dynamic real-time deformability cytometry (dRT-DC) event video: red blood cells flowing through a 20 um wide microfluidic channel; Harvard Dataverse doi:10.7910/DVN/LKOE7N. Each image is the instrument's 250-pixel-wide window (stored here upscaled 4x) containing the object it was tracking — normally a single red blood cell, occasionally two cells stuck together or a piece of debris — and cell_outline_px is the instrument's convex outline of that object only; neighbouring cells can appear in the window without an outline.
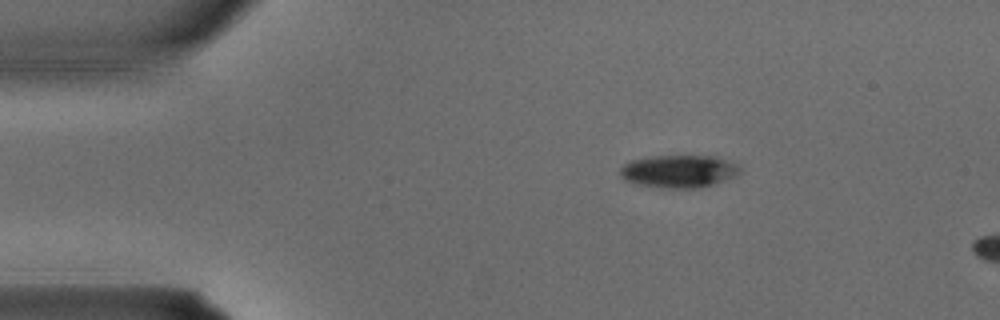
{"species": "common noctule bat (a hibernating species)", "species_latin": "Nyctalus noctula", "temperature_condition": "warm", "stored_images_in_passage": 2, "camera_frame_rate_fps": 3000, "um_per_image_px": 0.085, "animal": {"sex": "male", "body_mass_g": 15.6}, "frame": {"image": 1, "passage_image": 1, "time_ms": 0.0, "image_size_px": [1000, 320], "cell_outline_px": [[744, 172], [728, 180], [716, 184], [700, 188], [660, 188], [636, 184], [624, 180], [620, 176], [620, 168], [628, 160], [652, 156], [712, 156], [740, 164], [744, 168]], "centroid_in_image_um": [57.75, 14.57], "position_along_channel_um": 27.2, "area_um2": 23.47}}